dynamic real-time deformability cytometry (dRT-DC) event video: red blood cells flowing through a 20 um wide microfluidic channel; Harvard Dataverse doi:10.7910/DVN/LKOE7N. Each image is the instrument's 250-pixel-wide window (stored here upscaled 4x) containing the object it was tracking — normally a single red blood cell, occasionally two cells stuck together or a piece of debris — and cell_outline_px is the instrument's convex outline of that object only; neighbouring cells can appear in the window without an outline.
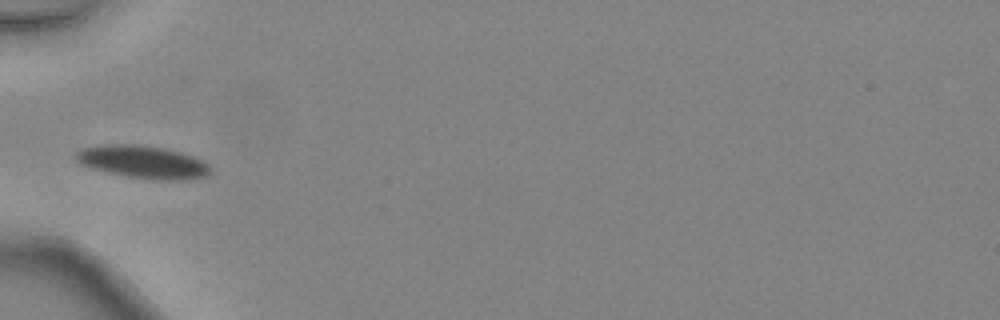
{"species": "common noctule bat (a hibernating species)", "species_latin": "Nyctalus noctula", "temperature_condition": "warm", "stored_images_in_passage": 5, "camera_frame_rate_fps": 3000, "um_per_image_px": 0.085, "animal": {"sex": "female", "body_mass_g": 24.6, "forearm_length_mm": 56.2}, "frame": {"image": 1, "passage_image": 4, "time_ms": 1.0, "image_size_px": [1000, 320], "cell_outline_px": [[212, 172], [208, 176], [188, 180], [144, 180], [88, 168], [80, 164], [72, 156], [76, 152], [84, 148], [104, 144], [136, 144], [164, 148], [180, 152], [192, 156], [208, 164], [212, 168]], "centroid_in_image_um": [12.13, 13.79], "position_along_channel_um": 72.9, "area_um2": 26.18}}
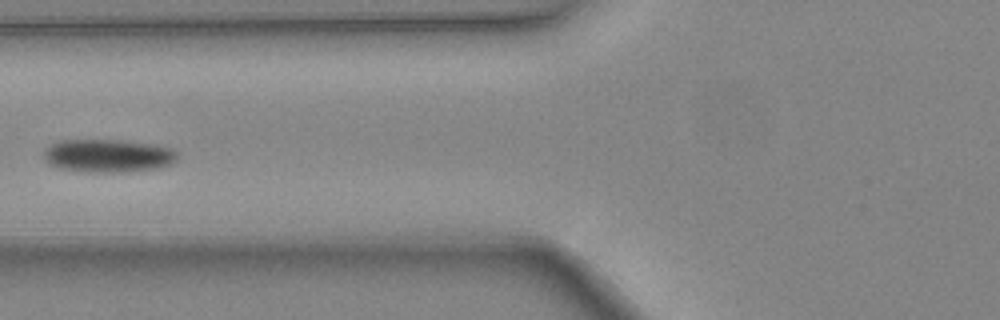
{"frame": {"image": 2, "passage_image": 5, "time_ms": 1.333, "image_size_px": [1000, 320], "cell_outline_px": [[176, 160], [172, 164], [160, 168], [128, 172], [92, 172], [60, 168], [48, 164], [44, 160], [44, 152], [52, 144], [60, 140], [120, 140], [152, 144], [168, 148], [176, 152]], "centroid_in_image_um": [9.18, 13.25], "position_along_channel_um": 116.6, "area_um2": 25.66}}